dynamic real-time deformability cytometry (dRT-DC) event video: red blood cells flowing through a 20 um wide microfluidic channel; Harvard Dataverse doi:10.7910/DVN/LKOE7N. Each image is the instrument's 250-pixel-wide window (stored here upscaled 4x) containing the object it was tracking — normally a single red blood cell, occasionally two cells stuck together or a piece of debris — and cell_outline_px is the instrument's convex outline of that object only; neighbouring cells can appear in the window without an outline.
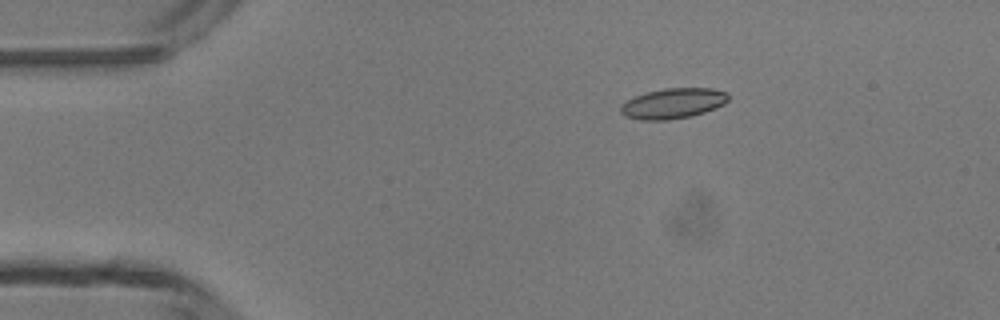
{"species": "common noctule bat (a hibernating species)", "species_latin": "Nyctalus noctula", "temperature_condition": "room temperature", "stored_images_in_passage": 4, "camera_frame_rate_fps": 3000, "um_per_image_px": 0.085, "animal": {"sex": "male", "body_mass_g": 13.3}, "frame": {"image": 1, "passage_image": 3, "time_ms": 2.333, "image_size_px": [1000, 320], "cell_outline_px": [[728, 100], [724, 104], [716, 108], [692, 116], [668, 120], [640, 120], [624, 116], [620, 112], [620, 108], [628, 100], [636, 96], [648, 92], [664, 88], [712, 88], [728, 92]], "centroid_in_image_um": [57.24, 8.79], "position_along_channel_um": 27.8, "area_um2": 19.02}}